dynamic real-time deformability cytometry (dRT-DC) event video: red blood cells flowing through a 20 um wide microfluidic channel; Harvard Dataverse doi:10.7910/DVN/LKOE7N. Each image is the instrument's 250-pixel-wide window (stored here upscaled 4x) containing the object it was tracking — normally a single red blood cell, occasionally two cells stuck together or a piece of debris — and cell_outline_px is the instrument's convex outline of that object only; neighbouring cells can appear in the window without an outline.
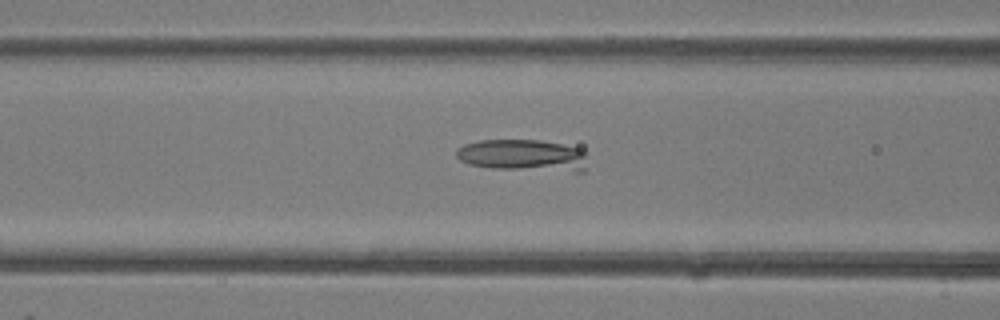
{"species": "common noctule bat (a hibernating species)", "species_latin": "Nyctalus noctula", "temperature_condition": "room temperature", "stored_images_in_passage": 35, "camera_frame_rate_fps": 3000, "um_per_image_px": 0.085, "animal": {"sex": "female"}, "frame": {"image": 1, "passage_image": 10, "time_ms": 3.0, "image_size_px": [1000, 320], "cell_outline_px": [[584, 172], [576, 172], [492, 168], [468, 164], [460, 160], [456, 156], [456, 148], [464, 144], [480, 140], [540, 140], [580, 148], [584, 152]], "centroid_in_image_um": [44.41, 13.21], "position_along_channel_um": 122.2, "area_um2": 24.33}}
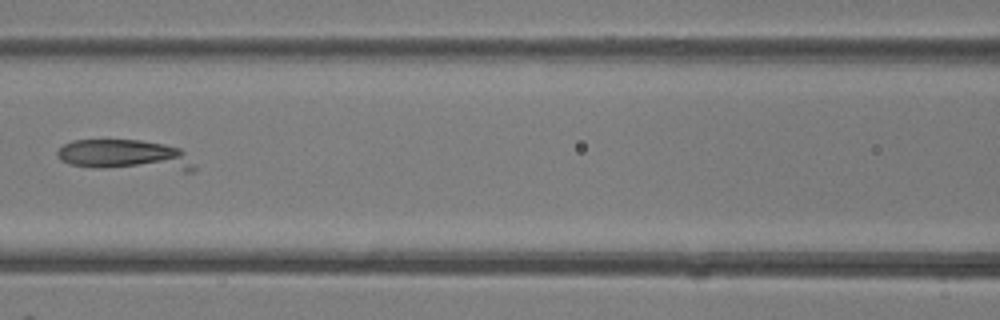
{"frame": {"image": 2, "passage_image": 12, "time_ms": 3.667, "image_size_px": [1000, 320], "cell_outline_px": [[196, 168], [192, 172], [184, 172], [92, 168], [72, 164], [60, 160], [56, 156], [56, 152], [64, 144], [72, 140], [140, 140], [164, 144], [180, 148], [184, 152]], "centroid_in_image_um": [10.66, 13.22], "position_along_channel_um": 155.9, "area_um2": 25.2}}
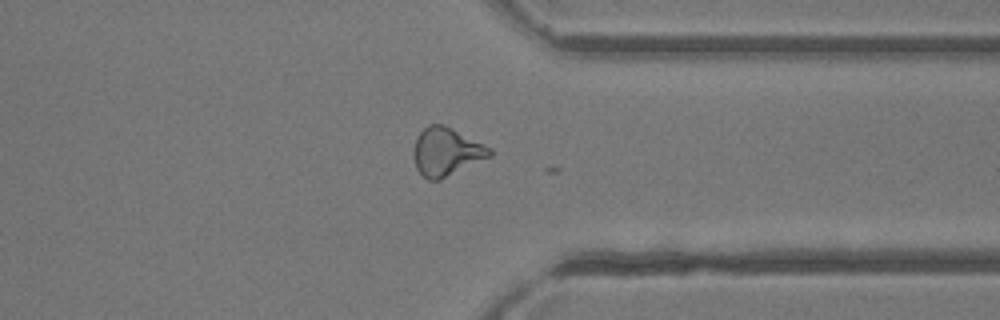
{"frame": {"image": 3, "passage_image": 25, "time_ms": 8.0, "image_size_px": [1000, 320], "cell_outline_px": [[492, 156], [440, 180], [428, 180], [416, 168], [412, 152], [416, 136], [428, 124], [440, 124], [452, 128], [492, 148]], "centroid_in_image_um": [37.93, 12.9], "position_along_channel_um": 373.5, "area_um2": 21.44}}